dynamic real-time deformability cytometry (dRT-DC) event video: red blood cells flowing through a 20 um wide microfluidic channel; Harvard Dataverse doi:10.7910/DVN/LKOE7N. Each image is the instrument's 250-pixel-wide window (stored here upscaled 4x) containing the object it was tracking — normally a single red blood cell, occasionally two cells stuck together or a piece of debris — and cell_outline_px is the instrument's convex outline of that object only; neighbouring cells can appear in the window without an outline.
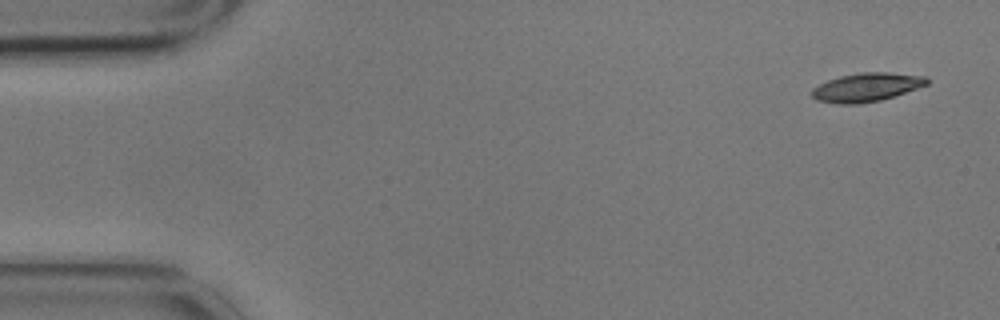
{"species": "common noctule bat (a hibernating species)", "species_latin": "Nyctalus noctula", "temperature_condition": "cold", "stored_images_in_passage": 4, "camera_frame_rate_fps": 3000, "um_per_image_px": 0.085, "animal": {"sex": "male", "body_mass_g": 17.9}, "frame": {"image": 1, "passage_image": 1, "time_ms": 0.0, "image_size_px": [1000, 320], "cell_outline_px": [[928, 84], [880, 100], [856, 104], [836, 104], [816, 100], [812, 96], [812, 88], [828, 80], [840, 76], [860, 72], [888, 72], [928, 76]], "centroid_in_image_um": [73.64, 7.41], "position_along_channel_um": 11.4, "area_um2": 19.07}}